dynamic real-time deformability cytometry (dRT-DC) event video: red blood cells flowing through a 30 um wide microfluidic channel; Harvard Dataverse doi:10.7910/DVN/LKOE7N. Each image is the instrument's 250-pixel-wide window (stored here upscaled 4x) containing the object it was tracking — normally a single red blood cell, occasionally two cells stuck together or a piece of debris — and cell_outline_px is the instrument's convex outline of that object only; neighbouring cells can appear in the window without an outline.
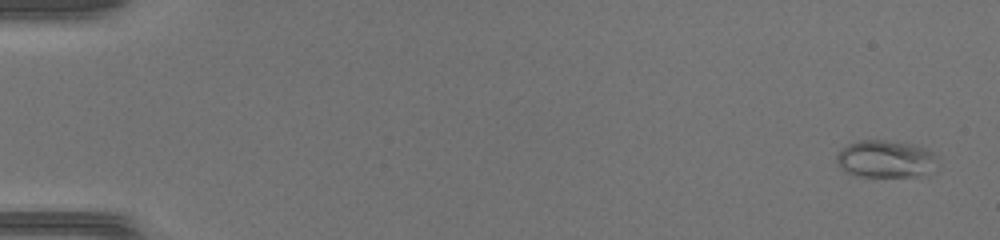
{"species": "common noctule bat (a hibernating species)", "species_latin": "Nyctalus noctula", "temperature_condition": "warm", "stored_images_in_passage": 51, "camera_frame_rate_fps": 3000, "um_per_image_px": 0.085, "animal": {"sex": "female", "body_mass_g": 17.0, "forearm_length_mm": 48.0}, "frame": {"image": 1, "passage_image": 2, "time_ms": 0.333, "image_size_px": [1000, 240], "cell_outline_px": [[936, 156], [916, 176], [856, 176], [844, 172], [840, 168], [836, 160], [836, 152], [848, 144], [860, 140], [884, 140], [912, 144], [928, 148]], "centroid_in_image_um": [75.08, 13.48], "position_along_channel_um": 9.9, "area_um2": 21.21}}
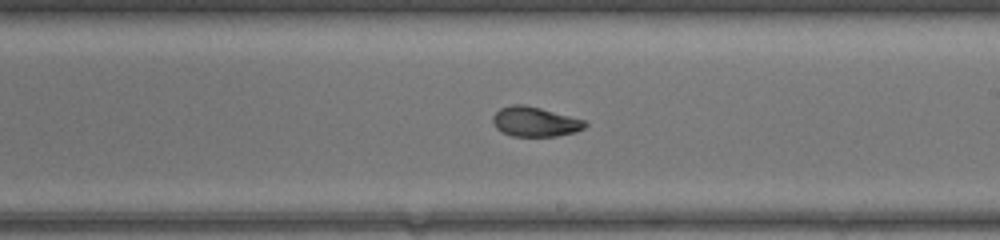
{"frame": {"image": 2, "passage_image": 31, "time_ms": 10.0, "image_size_px": [1000, 240], "cell_outline_px": [[588, 124], [584, 128], [576, 132], [556, 136], [512, 136], [496, 128], [492, 120], [492, 116], [500, 108], [512, 104], [524, 104], [540, 108], [584, 120]], "centroid_in_image_um": [45.46, 10.34], "position_along_channel_um": 243.5, "area_um2": 15.9}}
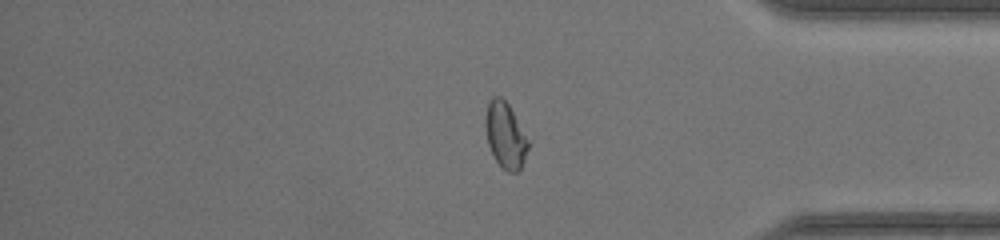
{"frame": {"image": 3, "passage_image": 43, "time_ms": 14.0, "image_size_px": [1000, 240], "cell_outline_px": [[528, 148], [524, 160], [520, 168], [516, 172], [508, 172], [496, 160], [488, 144], [484, 128], [484, 120], [488, 100], [492, 96], [500, 96], [508, 104], [528, 140]], "centroid_in_image_um": [42.91, 11.46], "position_along_channel_um": 392.3, "area_um2": 16.18}, "authors_computed_cell_mechanics": {"area_um2": 17.34, "velocity_mm_per_s": 4.1662, "shape_relaxation_time_tau1_ms": null, "shape_relaxation_time_tau2_ms": 2.2908, "deformation_change_tau1": null, "deformation_change_tau2": 0.074}}